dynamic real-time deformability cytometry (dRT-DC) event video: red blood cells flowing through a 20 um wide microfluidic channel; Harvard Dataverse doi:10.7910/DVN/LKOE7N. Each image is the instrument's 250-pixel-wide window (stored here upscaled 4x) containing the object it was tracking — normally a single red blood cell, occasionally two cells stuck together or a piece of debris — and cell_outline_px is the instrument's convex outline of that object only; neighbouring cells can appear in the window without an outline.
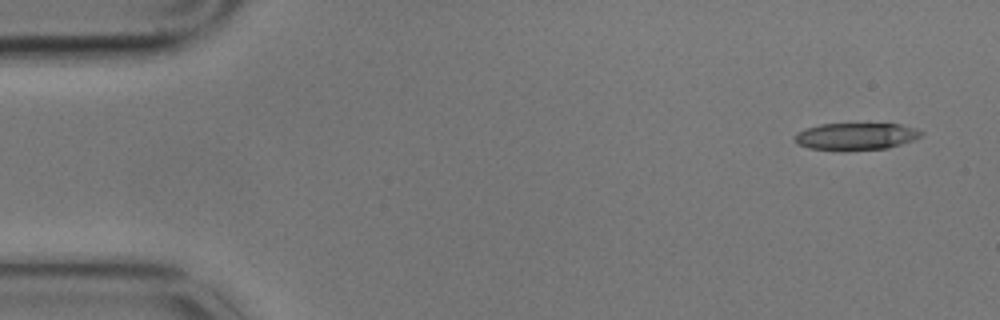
{"species": "common noctule bat (a hibernating species)", "species_latin": "Nyctalus noctula", "temperature_condition": "cold", "stored_images_in_passage": 5, "camera_frame_rate_fps": 3000, "um_per_image_px": 0.085, "animal": {"sex": "male", "body_mass_g": 17.9}, "frame": {"image": 1, "passage_image": 1, "time_ms": 0.0, "image_size_px": [1000, 320], "cell_outline_px": [[924, 132], [920, 136], [912, 140], [888, 148], [844, 152], [808, 148], [796, 144], [796, 132], [820, 124], [900, 124], [916, 128]], "centroid_in_image_um": [72.73, 11.62], "position_along_channel_um": 12.3, "area_um2": 20.23}}
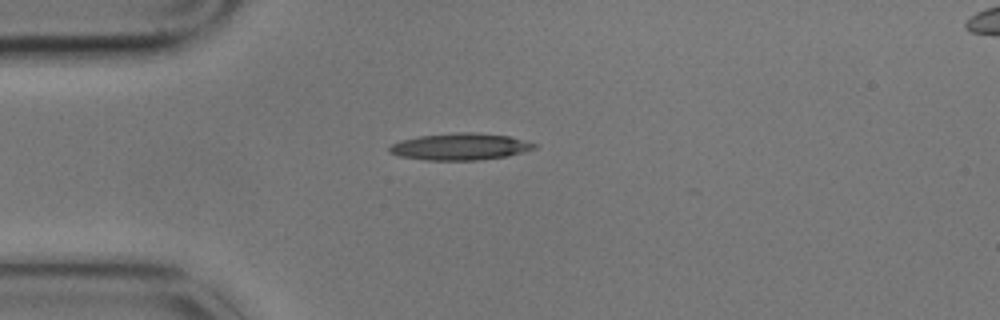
{"frame": {"image": 2, "passage_image": 4, "time_ms": 1.0, "image_size_px": [1000, 320], "cell_outline_px": [[536, 148], [508, 156], [480, 160], [424, 160], [400, 156], [388, 152], [388, 148], [392, 144], [400, 140], [420, 136], [452, 132], [476, 132], [508, 136], [524, 140], [536, 144]], "centroid_in_image_um": [39.09, 12.46], "position_along_channel_um": 45.9, "area_um2": 22.72}}